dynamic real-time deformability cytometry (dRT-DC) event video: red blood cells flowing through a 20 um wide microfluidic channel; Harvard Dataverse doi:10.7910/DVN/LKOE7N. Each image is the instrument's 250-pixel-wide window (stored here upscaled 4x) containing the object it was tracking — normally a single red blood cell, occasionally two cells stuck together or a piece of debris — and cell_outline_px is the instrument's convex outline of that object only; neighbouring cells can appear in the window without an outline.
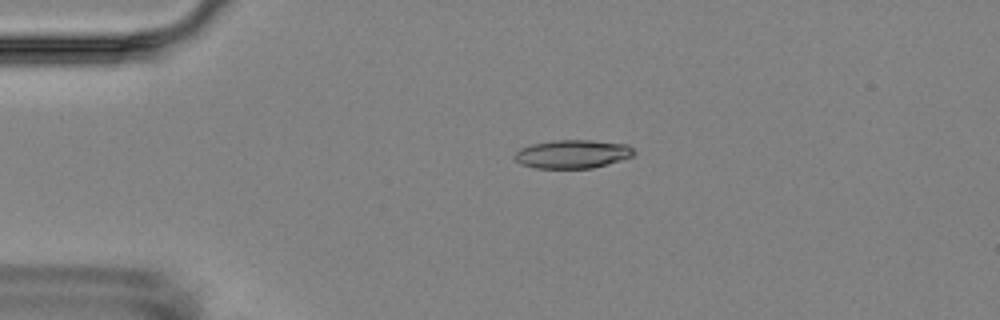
{"species": "Egyptian fruit bat (a non-hibernating species)", "species_latin": "Rousettus aegyptiacus", "temperature_condition": "room temperature", "stored_images_in_passage": 2, "camera_frame_rate_fps": 3000, "um_per_image_px": 0.085, "animal": {"sex": "female"}, "frame": {"image": 1, "passage_image": 1, "time_ms": 0.0, "image_size_px": [1000, 320], "cell_outline_px": [[636, 152], [632, 156], [608, 164], [592, 168], [536, 168], [520, 164], [512, 156], [520, 148], [532, 144], [552, 140], [592, 140], [628, 144]], "centroid_in_image_um": [48.65, 13.09], "position_along_channel_um": 36.3, "area_um2": 19.88}}